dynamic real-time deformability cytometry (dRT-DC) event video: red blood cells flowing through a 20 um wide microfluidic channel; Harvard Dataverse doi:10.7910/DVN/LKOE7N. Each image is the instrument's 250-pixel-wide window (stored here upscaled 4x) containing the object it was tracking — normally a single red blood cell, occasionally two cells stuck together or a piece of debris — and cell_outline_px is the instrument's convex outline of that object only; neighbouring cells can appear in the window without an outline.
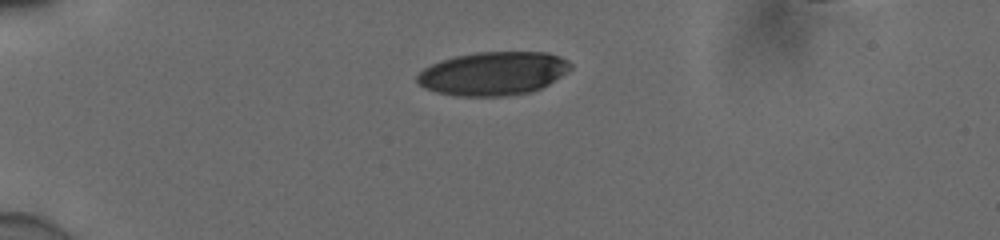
{"species": "human", "species_latin": "Homo sapiens", "temperature_condition": "cold", "stored_images_in_passage": 40, "camera_frame_rate_fps": 3000, "um_per_image_px": 0.085, "donor": {"sex": "male"}, "frame": {"image": 1, "passage_image": 1, "time_ms": 0.0, "image_size_px": [1000, 240], "cell_outline_px": [[572, 68], [548, 84], [532, 92], [508, 96], [456, 96], [436, 92], [424, 88], [416, 80], [416, 76], [424, 68], [432, 64], [456, 56], [476, 52], [544, 52], [560, 56], [568, 60], [572, 64]], "centroid_in_image_um": [41.93, 6.25], "position_along_channel_um": 43.1, "area_um2": 38.84}}
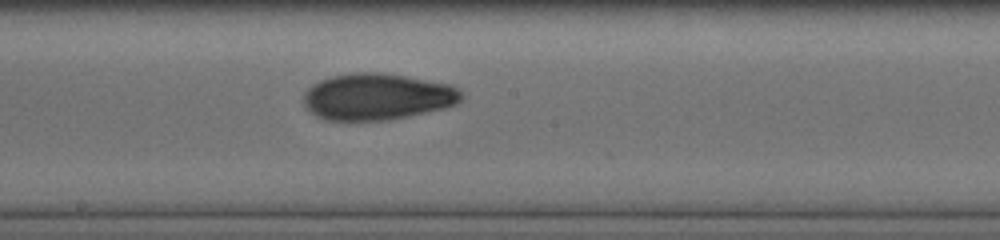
{"frame": {"image": 2, "passage_image": 18, "time_ms": 5.667, "image_size_px": [1000, 240], "cell_outline_px": [[464, 96], [456, 104], [444, 108], [392, 120], [324, 120], [308, 112], [304, 104], [304, 92], [312, 84], [320, 80], [332, 76], [352, 72], [384, 72], [452, 84], [460, 88]], "centroid_in_image_um": [32.07, 8.21], "position_along_channel_um": 216.1, "area_um2": 43.41}}
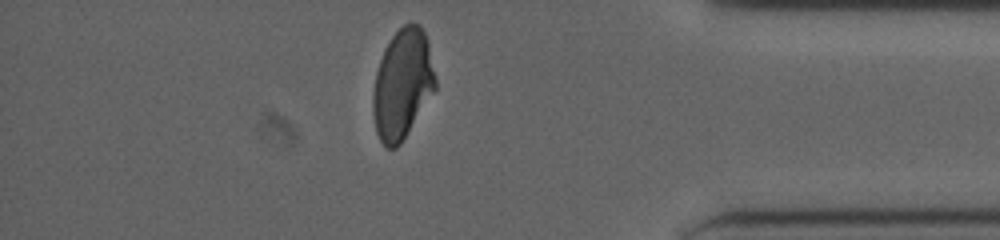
{"frame": {"image": 3, "passage_image": 34, "time_ms": 11.0, "image_size_px": [1000, 240], "cell_outline_px": [[436, 88], [400, 144], [396, 148], [388, 148], [380, 140], [376, 132], [372, 112], [372, 96], [376, 72], [384, 48], [392, 36], [404, 24], [420, 24], [428, 40], [436, 80]], "centroid_in_image_um": [34.19, 7.14], "position_along_channel_um": 401.0, "area_um2": 39.71}, "authors_computed_cell_mechanics": {"area_um2": 41.4426, "velocity_mm_per_s": 3.8969, "shape_relaxation_time_tau1_ms": 6.9344, "shape_relaxation_time_tau2_ms": 1.9184, "deformation_change_tau1": 0.2045, "deformation_change_tau2": 0.0653}}